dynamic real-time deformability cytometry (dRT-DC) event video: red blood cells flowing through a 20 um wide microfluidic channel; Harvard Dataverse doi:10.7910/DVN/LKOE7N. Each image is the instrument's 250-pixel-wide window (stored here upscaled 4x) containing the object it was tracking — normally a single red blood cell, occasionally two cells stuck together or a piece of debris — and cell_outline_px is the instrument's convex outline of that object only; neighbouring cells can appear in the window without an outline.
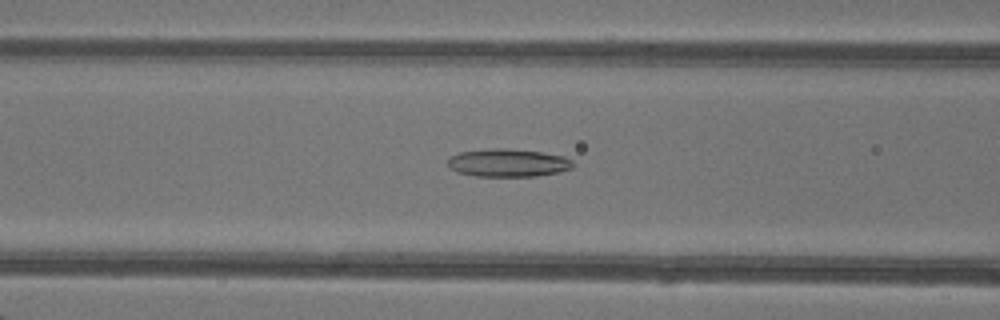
{"species": "common noctule bat (a hibernating species)", "species_latin": "Nyctalus noctula", "temperature_condition": "warm", "stored_images_in_passage": 49, "camera_frame_rate_fps": 3000, "um_per_image_px": 0.085, "animal": {"sex": "female"}, "frame": {"image": 1, "passage_image": 21, "time_ms": 6.667, "image_size_px": [1000, 320], "cell_outline_px": [[572, 168], [560, 172], [536, 176], [476, 176], [456, 172], [448, 164], [448, 156], [460, 152], [496, 148], [508, 148], [540, 152], [564, 156], [572, 160]], "centroid_in_image_um": [43.18, 13.84], "position_along_channel_um": 123.4, "area_um2": 20.35}}
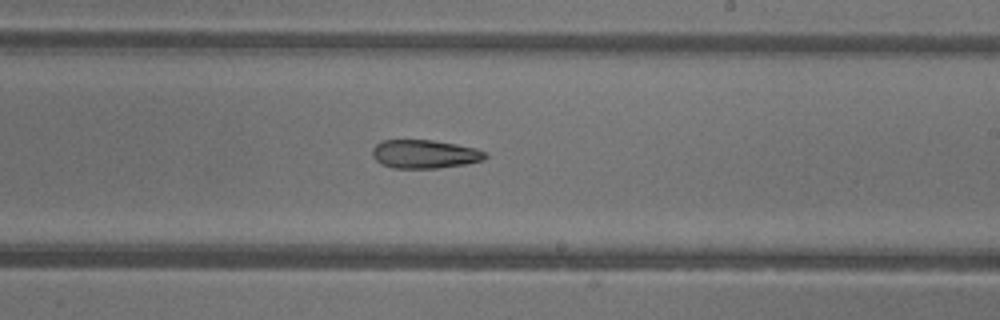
{"frame": {"image": 2, "passage_image": 30, "time_ms": 9.667, "image_size_px": [1000, 320], "cell_outline_px": [[488, 156], [484, 160], [464, 164], [436, 168], [392, 168], [380, 164], [372, 156], [372, 148], [380, 140], [432, 140], [456, 144], [476, 148], [484, 152]], "centroid_in_image_um": [36.06, 13.09], "position_along_channel_um": 252.9, "area_um2": 18.84}}
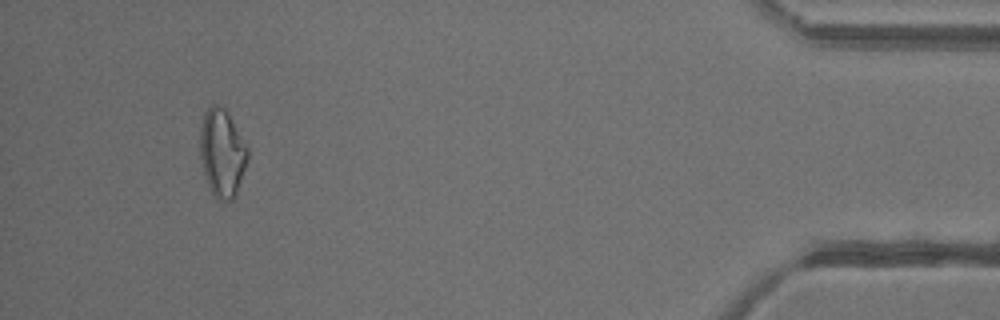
{"frame": {"image": 3, "passage_image": 46, "time_ms": 15.0, "image_size_px": [1000, 320], "cell_outline_px": [[248, 160], [236, 196], [232, 200], [224, 204], [216, 200], [208, 184], [204, 172], [200, 156], [200, 128], [204, 112], [212, 104], [216, 104], [224, 108], [248, 148]], "centroid_in_image_um": [18.88, 13.06], "position_along_channel_um": 416.3, "area_um2": 24.45}, "authors_computed_cell_mechanics": {"area_um2": 22.1374, "velocity_mm_per_s": 4.3214, "shape_relaxation_time_tau1_ms": null, "shape_relaxation_time_tau2_ms": 7.0568, "deformation_change_tau1": null, "deformation_change_tau2": 0.2088}}